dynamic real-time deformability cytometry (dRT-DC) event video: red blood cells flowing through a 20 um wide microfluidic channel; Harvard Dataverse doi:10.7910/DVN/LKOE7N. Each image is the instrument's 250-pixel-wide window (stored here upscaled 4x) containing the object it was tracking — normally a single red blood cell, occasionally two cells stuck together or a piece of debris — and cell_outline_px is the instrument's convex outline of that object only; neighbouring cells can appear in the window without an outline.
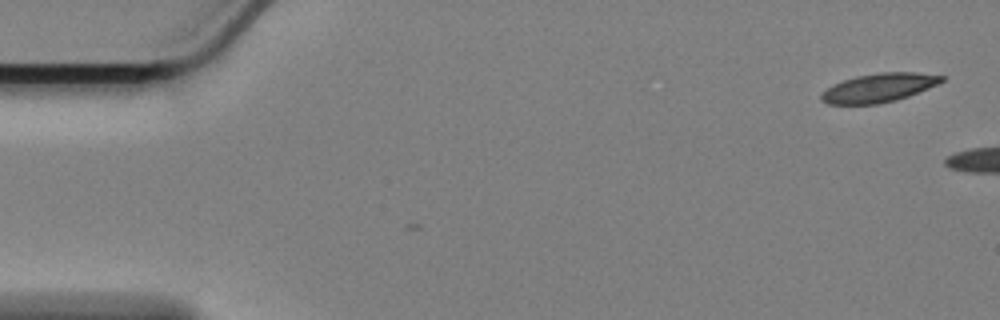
{"species": "Egyptian fruit bat (a non-hibernating species)", "species_latin": "Rousettus aegyptiacus", "temperature_condition": "cold", "stored_images_in_passage": 2, "camera_frame_rate_fps": 3000, "um_per_image_px": 0.085, "animal": {"sex": "female"}, "frame": {"image": 1, "passage_image": 2, "time_ms": 0.333, "image_size_px": [1000, 320], "cell_outline_px": [[944, 80], [928, 88], [908, 96], [896, 100], [876, 104], [828, 104], [820, 100], [820, 96], [832, 84], [856, 76], [880, 72], [916, 72], [944, 76]], "centroid_in_image_um": [74.68, 7.46], "position_along_channel_um": 10.3, "area_um2": 20.0}}